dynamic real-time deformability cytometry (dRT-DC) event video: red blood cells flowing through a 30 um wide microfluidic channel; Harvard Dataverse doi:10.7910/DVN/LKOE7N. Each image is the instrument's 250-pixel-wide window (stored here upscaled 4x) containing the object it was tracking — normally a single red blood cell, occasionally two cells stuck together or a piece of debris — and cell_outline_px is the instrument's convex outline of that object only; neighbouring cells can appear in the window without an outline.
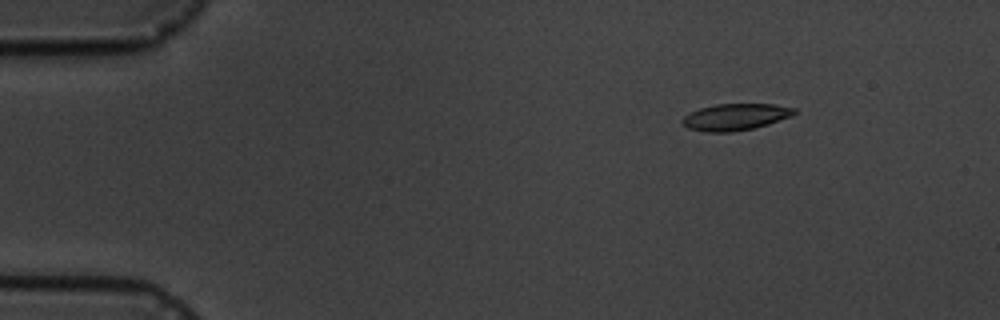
{"species": "common noctule bat (a hibernating species)", "species_latin": "Nyctalus noctula", "temperature_condition": "cold", "stored_images_in_passage": 6, "camera_frame_rate_fps": 3000, "um_per_image_px": 0.085, "animal": {"sex": "male", "body_mass_g": 19.5, "forearm_length_mm": 54.6}, "frame": {"image": 1, "passage_image": 3, "time_ms": 2.333, "image_size_px": [1000, 320], "cell_outline_px": [[796, 112], [792, 116], [768, 124], [752, 128], [732, 132], [704, 132], [688, 128], [680, 120], [684, 116], [700, 108], [716, 104], [776, 104], [796, 108]], "centroid_in_image_um": [62.52, 9.94], "position_along_channel_um": 22.5, "area_um2": 17.34}}